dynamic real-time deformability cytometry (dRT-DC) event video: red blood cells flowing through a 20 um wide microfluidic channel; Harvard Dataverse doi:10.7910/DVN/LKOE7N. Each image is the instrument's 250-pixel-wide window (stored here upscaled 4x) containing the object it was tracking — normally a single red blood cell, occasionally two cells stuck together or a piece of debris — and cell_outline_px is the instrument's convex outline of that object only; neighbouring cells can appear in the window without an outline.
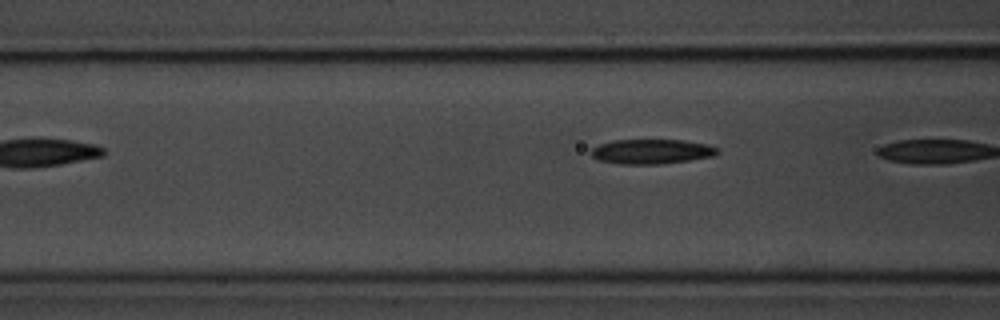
{"species": "common noctule bat (a hibernating species)", "species_latin": "Nyctalus noctula", "temperature_condition": "room temperature", "stored_images_in_passage": 10, "segment_of_instrument_passage": [2, 2], "camera_frame_rate_fps": 3000, "um_per_image_px": 0.085, "animal": {"sex": "male", "body_mass_g": 20.1, "forearm_length_mm": 53.5}, "frame": {"image": 1, "passage_image": 10, "time_ms": 11.333, "image_size_px": [1000, 320], "cell_outline_px": [[720, 152], [712, 156], [688, 160], [660, 164], [620, 164], [600, 160], [592, 156], [592, 148], [600, 144], [612, 140], [684, 140], [708, 144], [720, 148]], "centroid_in_image_um": [55.42, 12.87], "position_along_channel_um": 111.2, "area_um2": 18.15}}